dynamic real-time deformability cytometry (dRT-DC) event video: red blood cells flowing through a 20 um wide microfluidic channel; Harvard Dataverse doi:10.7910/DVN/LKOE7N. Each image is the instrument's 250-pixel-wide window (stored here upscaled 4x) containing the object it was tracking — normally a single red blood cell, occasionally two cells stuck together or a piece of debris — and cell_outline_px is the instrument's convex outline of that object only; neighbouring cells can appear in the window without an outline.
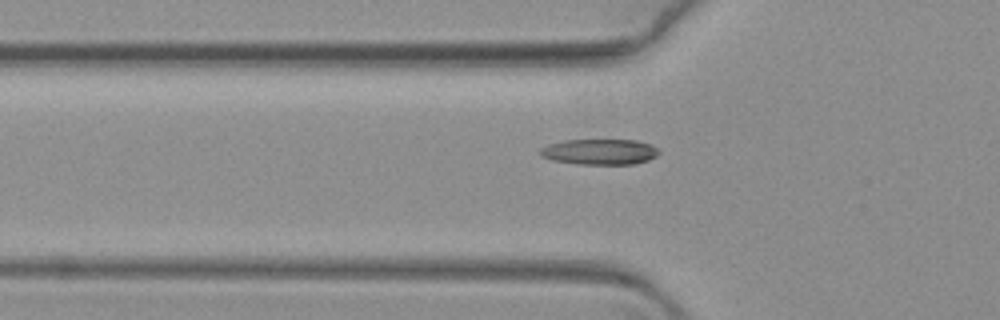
{"species": "common noctule bat (a hibernating species)", "species_latin": "Nyctalus noctula", "temperature_condition": "warm", "stored_images_in_passage": 41, "camera_frame_rate_fps": 3000, "um_per_image_px": 0.085, "animal": {"sex": "female", "body_mass_g": 19.3, "forearm_length_mm": 54.1}, "frame": {"image": 1, "passage_image": 5, "time_ms": 1.333, "image_size_px": [1000, 320], "cell_outline_px": [[660, 152], [656, 156], [648, 160], [632, 164], [580, 164], [552, 160], [540, 156], [540, 148], [548, 144], [564, 140], [636, 140], [652, 144]], "centroid_in_image_um": [50.96, 12.9], "position_along_channel_um": 74.8, "area_um2": 17.74}}
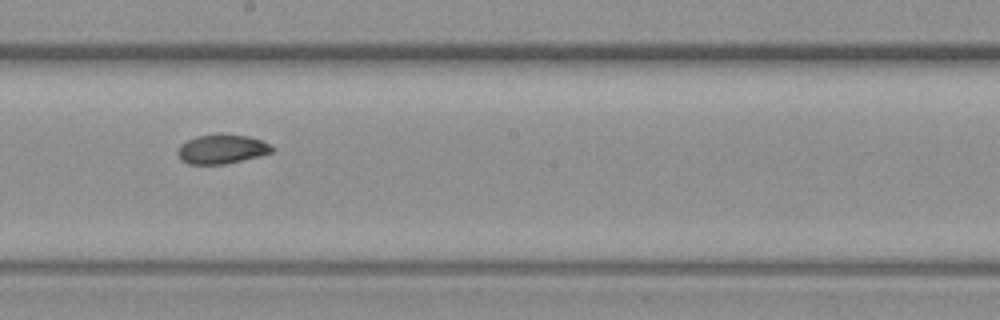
{"frame": {"image": 2, "passage_image": 20, "time_ms": 6.333, "image_size_px": [1000, 320], "cell_outline_px": [[276, 148], [272, 152], [224, 164], [188, 164], [180, 160], [176, 152], [180, 144], [196, 136], [220, 132], [248, 136], [260, 140]], "centroid_in_image_um": [18.8, 12.65], "position_along_channel_um": 229.4, "area_um2": 16.24}}
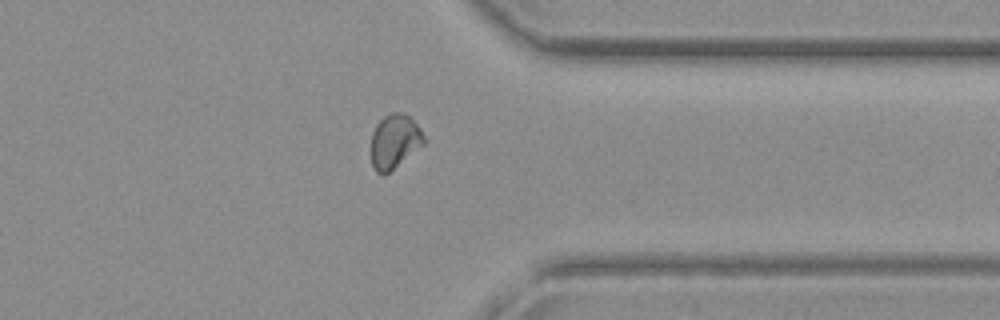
{"frame": {"image": 3, "passage_image": 35, "time_ms": 11.333, "image_size_px": [1000, 320], "cell_outline_px": [[424, 144], [384, 176], [376, 172], [372, 164], [372, 132], [376, 124], [384, 116], [392, 112], [400, 112], [408, 116], [420, 128], [424, 136]], "centroid_in_image_um": [33.52, 12.02], "position_along_channel_um": 377.9, "area_um2": 16.47}}